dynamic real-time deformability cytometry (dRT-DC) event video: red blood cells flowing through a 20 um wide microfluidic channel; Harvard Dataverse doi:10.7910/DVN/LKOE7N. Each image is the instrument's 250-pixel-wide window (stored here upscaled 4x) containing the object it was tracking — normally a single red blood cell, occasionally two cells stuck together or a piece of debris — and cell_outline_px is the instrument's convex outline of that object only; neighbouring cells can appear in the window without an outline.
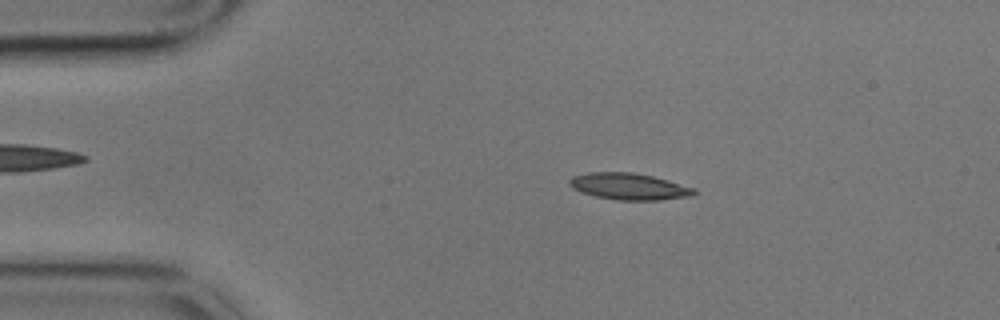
{"species": "common noctule bat (a hibernating species)", "species_latin": "Nyctalus noctula", "temperature_condition": "cold", "stored_images_in_passage": 4, "camera_frame_rate_fps": 3000, "um_per_image_px": 0.085, "animal": {"sex": "male", "body_mass_g": 17.9}, "frame": {"image": 1, "passage_image": 2, "time_ms": 0.333, "image_size_px": [1000, 320], "cell_outline_px": [[696, 192], [692, 196], [660, 200], [616, 200], [592, 196], [580, 192], [572, 188], [568, 184], [568, 180], [572, 176], [588, 172], [632, 172], [652, 176], [668, 180], [696, 188]], "centroid_in_image_um": [53.43, 15.85], "position_along_channel_um": 31.6, "area_um2": 19.59}}